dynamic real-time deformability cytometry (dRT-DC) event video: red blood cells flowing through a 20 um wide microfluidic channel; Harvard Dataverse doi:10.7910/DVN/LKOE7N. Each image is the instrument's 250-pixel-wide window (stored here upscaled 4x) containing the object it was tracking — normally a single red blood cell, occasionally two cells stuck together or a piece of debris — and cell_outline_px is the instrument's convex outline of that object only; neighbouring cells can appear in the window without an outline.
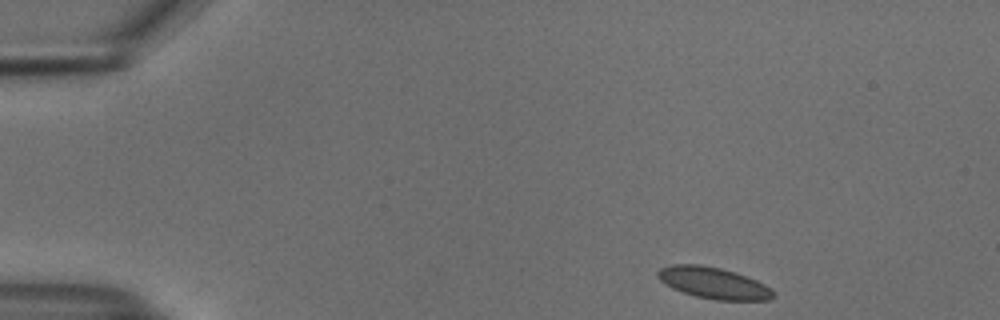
{"species": "common noctule bat (a hibernating species)", "species_latin": "Nyctalus noctula", "temperature_condition": "cold", "stored_images_in_passage": 48, "camera_frame_rate_fps": 3000, "um_per_image_px": 0.085, "animal": {"sex": "male", "body_mass_g": 18.8}, "frame": {"image": 1, "passage_image": 1, "time_ms": 0.0, "image_size_px": [1000, 320], "cell_outline_px": [[776, 296], [768, 300], [716, 300], [696, 296], [672, 288], [660, 280], [656, 272], [660, 268], [672, 264], [700, 264], [720, 268], [736, 272], [756, 280], [764, 284]], "centroid_in_image_um": [60.63, 24.04], "position_along_channel_um": 24.4, "area_um2": 20.98}}
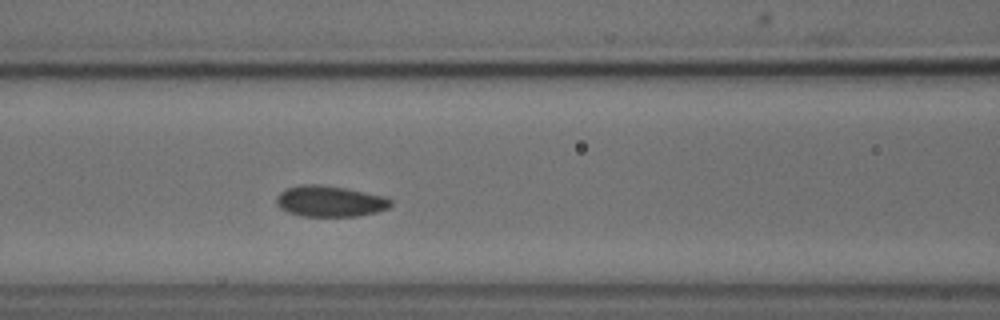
{"frame": {"image": 2, "passage_image": 17, "time_ms": 5.333, "image_size_px": [1000, 320], "cell_outline_px": [[392, 204], [388, 208], [376, 212], [356, 216], [300, 216], [288, 212], [280, 208], [276, 204], [276, 196], [280, 192], [288, 188], [304, 184], [320, 184], [344, 188], [384, 196], [392, 200]], "centroid_in_image_um": [28.02, 17.11], "position_along_channel_um": 138.6, "area_um2": 20.58}}
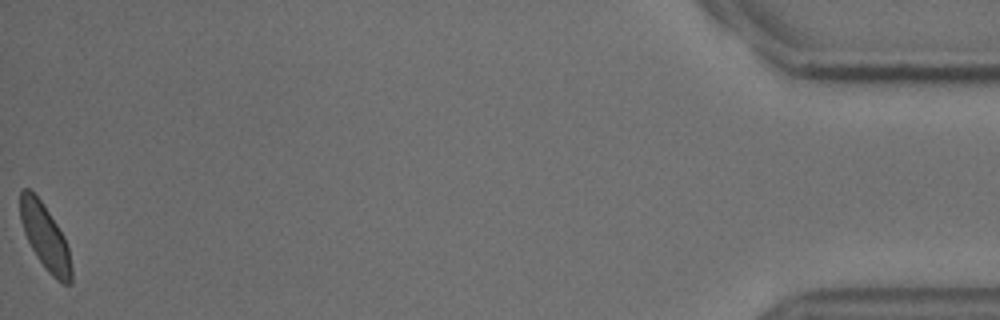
{"frame": {"image": 3, "passage_image": 48, "time_ms": 15.667, "image_size_px": [1000, 320], "cell_outline_px": [[72, 284], [64, 284], [56, 280], [48, 272], [36, 256], [24, 232], [20, 220], [20, 192], [24, 188], [28, 188], [40, 200], [64, 236], [68, 248], [72, 268]], "centroid_in_image_um": [3.84, 20.19], "position_along_channel_um": 431.4, "area_um2": 19.25}, "authors_computed_cell_mechanics": {"area_um2": 20.4612, "velocity_mm_per_s": 3.7106, "shape_relaxation_time_tau1_ms": 4.8382, "shape_relaxation_time_tau2_ms": null, "deformation_change_tau1": 0.1113, "deformation_change_tau2": null}}